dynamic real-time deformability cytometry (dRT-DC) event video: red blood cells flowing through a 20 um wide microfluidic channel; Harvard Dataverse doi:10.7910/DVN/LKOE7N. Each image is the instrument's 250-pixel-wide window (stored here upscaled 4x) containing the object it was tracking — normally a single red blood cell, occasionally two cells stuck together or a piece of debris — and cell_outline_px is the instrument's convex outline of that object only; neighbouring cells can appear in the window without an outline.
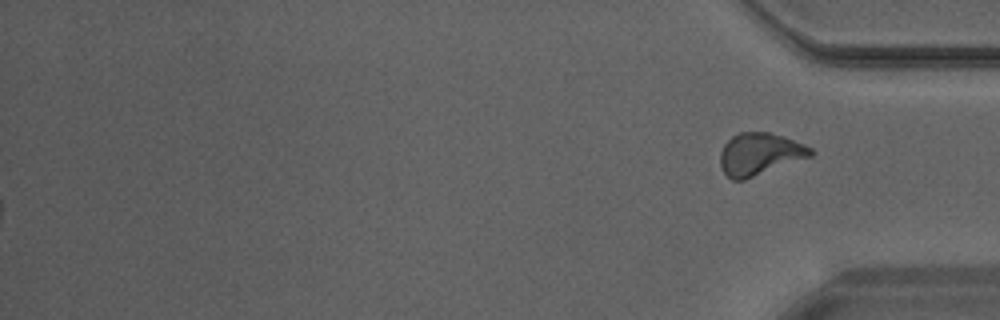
{"species": "Egyptian fruit bat (a non-hibernating species)", "species_latin": "Rousettus aegyptiacus", "temperature_condition": "warm", "stored_images_in_passage": 32, "camera_frame_rate_fps": 3000, "um_per_image_px": 0.085, "animal": {"sex": "male"}, "frame": {"image": 1, "passage_image": 32, "time_ms": 10.333, "image_size_px": [1000, 320], "cell_outline_px": [[816, 152], [812, 156], [744, 180], [732, 180], [720, 168], [720, 152], [724, 144], [732, 136], [740, 132], [768, 132], [804, 144], [812, 148]], "centroid_in_image_um": [64.56, 13.1], "position_along_channel_um": 370.6, "area_um2": 22.2}}